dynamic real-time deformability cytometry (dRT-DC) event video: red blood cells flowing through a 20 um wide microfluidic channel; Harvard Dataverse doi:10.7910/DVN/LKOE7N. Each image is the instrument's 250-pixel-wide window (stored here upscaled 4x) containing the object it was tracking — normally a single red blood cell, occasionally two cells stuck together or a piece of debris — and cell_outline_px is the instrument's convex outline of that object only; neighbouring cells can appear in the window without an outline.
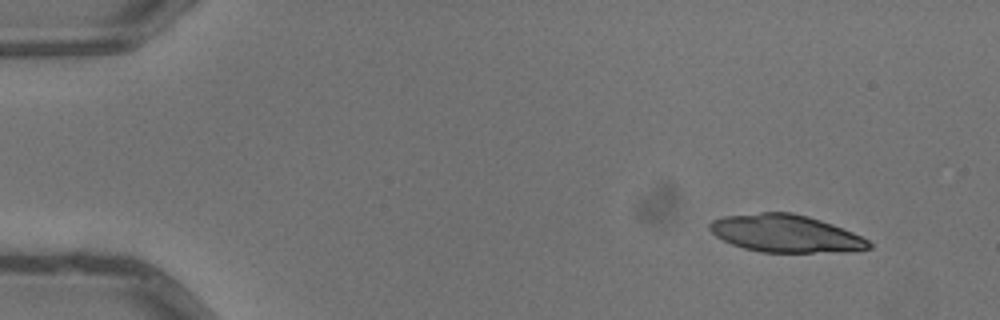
{"species": "common noctule bat (a hibernating species)", "species_latin": "Nyctalus noctula", "temperature_condition": "warm", "stored_images_in_passage": 4, "camera_frame_rate_fps": 3000, "um_per_image_px": 0.085, "animal": {"sex": "male", "body_mass_g": 13.3}, "frame": {"image": 1, "passage_image": 1, "time_ms": 0.0, "image_size_px": [1000, 320], "cell_outline_px": [[872, 248], [844, 252], [760, 252], [744, 248], [732, 244], [716, 236], [708, 228], [708, 224], [712, 220], [724, 216], [760, 212], [792, 212], [808, 216], [832, 224], [852, 232], [868, 240], [872, 244]], "centroid_in_image_um": [66.77, 19.85], "position_along_channel_um": 18.2, "area_um2": 34.8}}